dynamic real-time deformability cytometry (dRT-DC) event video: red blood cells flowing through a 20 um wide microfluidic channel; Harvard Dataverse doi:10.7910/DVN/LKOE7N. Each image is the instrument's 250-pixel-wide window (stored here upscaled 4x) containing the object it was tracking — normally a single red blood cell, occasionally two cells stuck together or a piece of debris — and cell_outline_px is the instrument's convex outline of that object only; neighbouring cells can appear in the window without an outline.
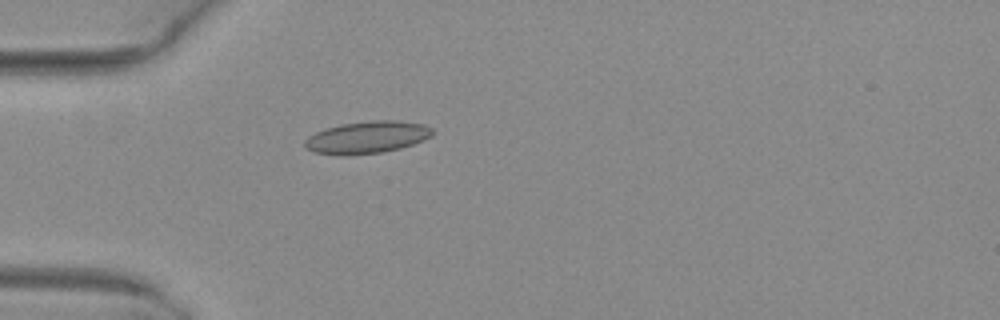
{"species": "common noctule bat (a hibernating species)", "species_latin": "Nyctalus noctula", "temperature_condition": "warm", "stored_images_in_passage": 1, "camera_frame_rate_fps": 3000, "um_per_image_px": 0.085, "animal": {"sex": "female", "body_mass_g": 29.2, "forearm_length_mm": 56.3}, "frame": {"image": 1, "passage_image": 1, "time_ms": 0.0, "image_size_px": [1000, 320], "cell_outline_px": [[436, 132], [432, 136], [424, 140], [400, 148], [380, 152], [348, 156], [340, 156], [316, 152], [304, 148], [304, 140], [308, 136], [324, 128], [340, 124], [372, 120], [400, 120], [424, 124], [432, 128]], "centroid_in_image_um": [31.2, 11.66], "position_along_channel_um": 53.8, "area_um2": 24.33}}